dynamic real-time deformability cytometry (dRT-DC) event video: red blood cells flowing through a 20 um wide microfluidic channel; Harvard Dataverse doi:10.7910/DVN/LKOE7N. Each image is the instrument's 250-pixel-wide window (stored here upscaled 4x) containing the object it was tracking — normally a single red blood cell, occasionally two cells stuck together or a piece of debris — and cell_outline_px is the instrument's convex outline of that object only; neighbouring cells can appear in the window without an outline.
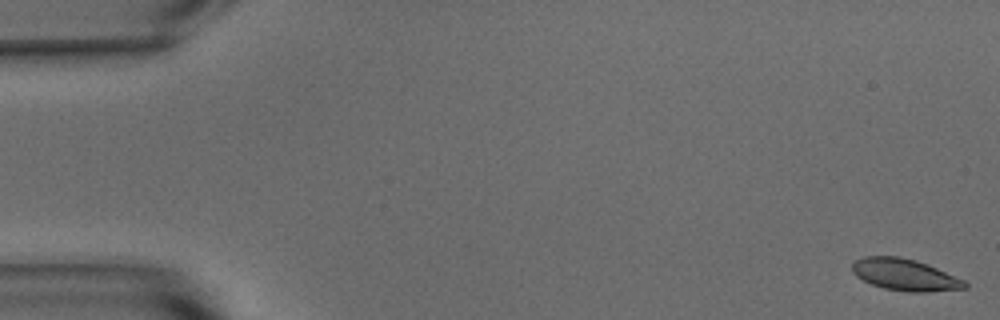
{"species": "common noctule bat (a hibernating species)", "species_latin": "Nyctalus noctula", "temperature_condition": "warm", "stored_images_in_passage": 54, "camera_frame_rate_fps": 3000, "um_per_image_px": 0.085, "animal": {"sex": "male", "body_mass_g": 15.6}, "frame": {"image": 1, "passage_image": 1, "time_ms": 0.0, "image_size_px": [1000, 320], "cell_outline_px": [[968, 288], [928, 292], [908, 292], [884, 288], [872, 284], [856, 276], [852, 272], [852, 264], [856, 260], [864, 256], [900, 256], [916, 260], [928, 264], [964, 280], [968, 284]], "centroid_in_image_um": [76.93, 23.35], "position_along_channel_um": 8.1, "area_um2": 20.87}}
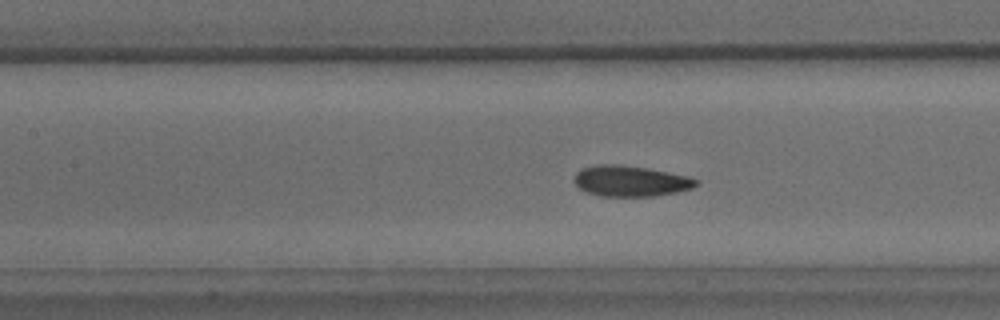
{"frame": {"image": 2, "passage_image": 24, "time_ms": 7.667, "image_size_px": [1000, 320], "cell_outline_px": [[700, 184], [692, 188], [676, 192], [656, 196], [600, 196], [584, 192], [572, 180], [576, 172], [584, 168], [600, 164], [616, 164], [648, 168], [688, 176], [700, 180]], "centroid_in_image_um": [53.61, 15.39], "position_along_channel_um": 153.8, "area_um2": 22.02}}
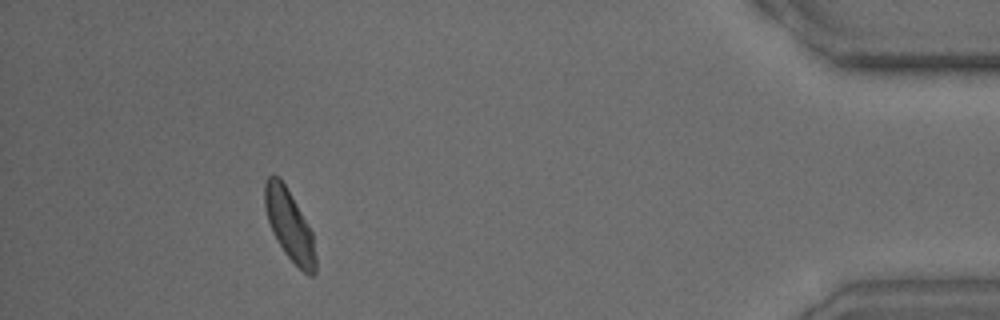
{"frame": {"image": 3, "passage_image": 49, "time_ms": 16.0, "image_size_px": [1000, 320], "cell_outline_px": [[316, 272], [312, 276], [308, 276], [284, 252], [276, 240], [272, 232], [268, 220], [264, 204], [264, 184], [268, 176], [272, 172], [280, 176], [312, 232], [316, 256]], "centroid_in_image_um": [24.58, 19.11], "position_along_channel_um": 410.6, "area_um2": 20.87}, "authors_computed_cell_mechanics": {"area_um2": 21.4149, "velocity_mm_per_s": 3.7739, "shape_relaxation_time_tau1_ms": 3.3391, "shape_relaxation_time_tau2_ms": 1.9307, "deformation_change_tau1": 0.1072, "deformation_change_tau2": 0.0678}}